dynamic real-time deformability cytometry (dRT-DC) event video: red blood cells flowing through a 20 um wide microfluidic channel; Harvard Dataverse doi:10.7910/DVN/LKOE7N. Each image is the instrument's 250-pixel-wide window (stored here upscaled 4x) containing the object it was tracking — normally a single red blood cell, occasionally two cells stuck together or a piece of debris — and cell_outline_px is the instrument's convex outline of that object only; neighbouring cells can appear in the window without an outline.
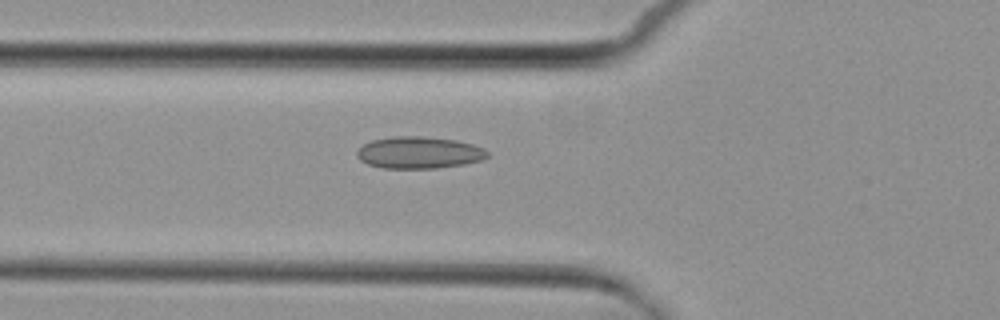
{"species": "common noctule bat (a hibernating species)", "species_latin": "Nyctalus noctula", "temperature_condition": "cold", "stored_images_in_passage": 4, "camera_frame_rate_fps": 3000, "um_per_image_px": 0.085, "animal": {"sex": "female", "body_mass_g": 29.2, "forearm_length_mm": 56.3}, "frame": {"image": 1, "passage_image": 4, "time_ms": 3.333, "image_size_px": [1000, 320], "cell_outline_px": [[488, 156], [480, 160], [464, 164], [436, 168], [384, 168], [368, 164], [360, 160], [356, 156], [356, 152], [364, 144], [372, 140], [396, 136], [424, 136], [456, 140], [472, 144], [484, 148], [488, 152]], "centroid_in_image_um": [35.61, 12.97], "position_along_channel_um": 90.2, "area_um2": 24.16}}